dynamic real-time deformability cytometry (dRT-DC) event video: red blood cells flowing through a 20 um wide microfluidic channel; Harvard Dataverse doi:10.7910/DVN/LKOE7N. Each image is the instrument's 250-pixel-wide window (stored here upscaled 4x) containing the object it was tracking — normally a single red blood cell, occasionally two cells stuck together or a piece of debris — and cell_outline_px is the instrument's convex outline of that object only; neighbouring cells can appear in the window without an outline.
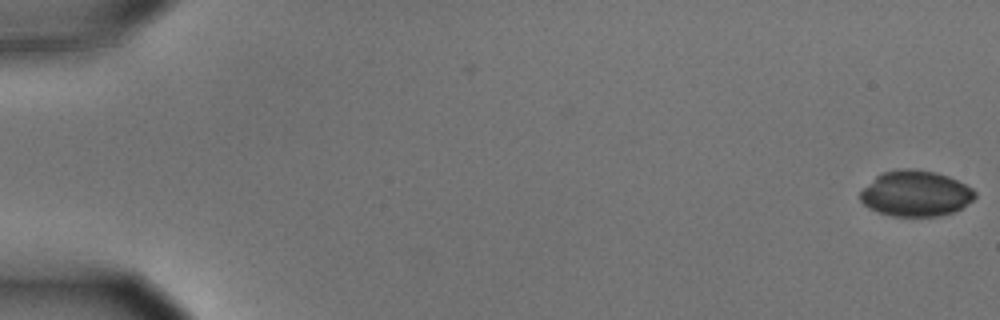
{"species": "common noctule bat (a hibernating species)", "species_latin": "Nyctalus noctula", "temperature_condition": "cold", "stored_images_in_passage": 14, "camera_frame_rate_fps": 3000, "um_per_image_px": 0.085, "animal": {"sex": "male", "body_mass_g": 15.6}, "frame": {"image": 1, "passage_image": 1, "time_ms": 0.0, "image_size_px": [1000, 320], "cell_outline_px": [[976, 196], [972, 200], [960, 208], [952, 212], [940, 216], [892, 216], [868, 208], [860, 200], [860, 192], [876, 176], [884, 172], [904, 168], [908, 168], [936, 172], [948, 176], [972, 188], [976, 192]], "centroid_in_image_um": [77.82, 16.45], "position_along_channel_um": 7.2, "area_um2": 30.29}}